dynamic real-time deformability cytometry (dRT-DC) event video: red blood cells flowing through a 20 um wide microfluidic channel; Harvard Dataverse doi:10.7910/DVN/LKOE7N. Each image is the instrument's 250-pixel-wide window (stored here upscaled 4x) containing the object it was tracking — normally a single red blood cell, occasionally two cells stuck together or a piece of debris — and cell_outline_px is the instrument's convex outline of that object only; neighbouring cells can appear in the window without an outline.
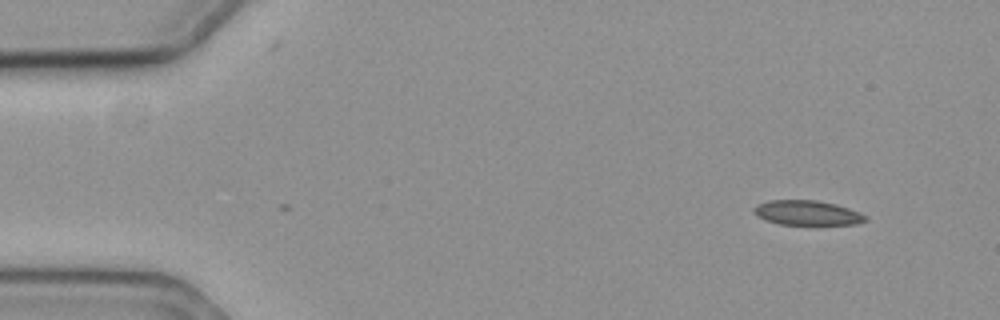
{"species": "common noctule bat (a hibernating species)", "species_latin": "Nyctalus noctula", "temperature_condition": "cold", "stored_images_in_passage": 54, "camera_frame_rate_fps": 3000, "um_per_image_px": 0.085, "animal": {"sex": "female", "body_mass_g": 19.3, "forearm_length_mm": 54.1}, "frame": {"image": 1, "passage_image": 1, "time_ms": 0.0, "image_size_px": [1000, 320], "cell_outline_px": [[868, 220], [856, 224], [812, 228], [780, 224], [764, 220], [756, 216], [752, 208], [756, 204], [768, 200], [816, 200], [836, 204], [848, 208], [868, 216]], "centroid_in_image_um": [68.62, 18.15], "position_along_channel_um": 16.4, "area_um2": 17.22}}
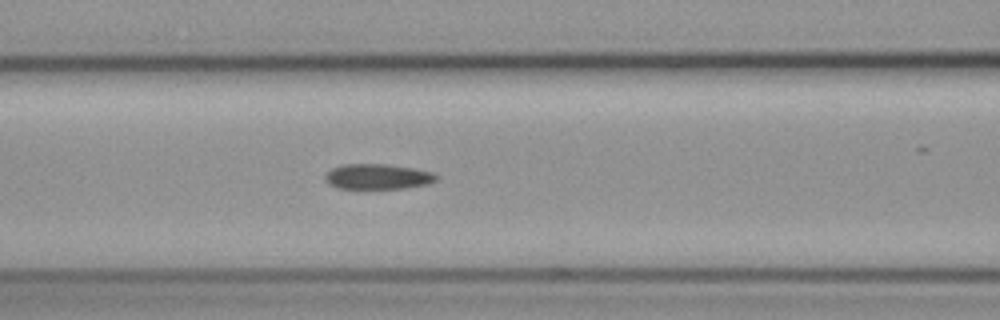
{"frame": {"image": 2, "passage_image": 20, "time_ms": 6.333, "image_size_px": [1000, 320], "cell_outline_px": [[436, 180], [428, 184], [408, 188], [336, 188], [328, 184], [324, 180], [324, 176], [332, 168], [344, 164], [384, 164], [412, 168], [432, 172], [436, 176]], "centroid_in_image_um": [32.06, 15.01], "position_along_channel_um": 134.5, "area_um2": 16.3}}
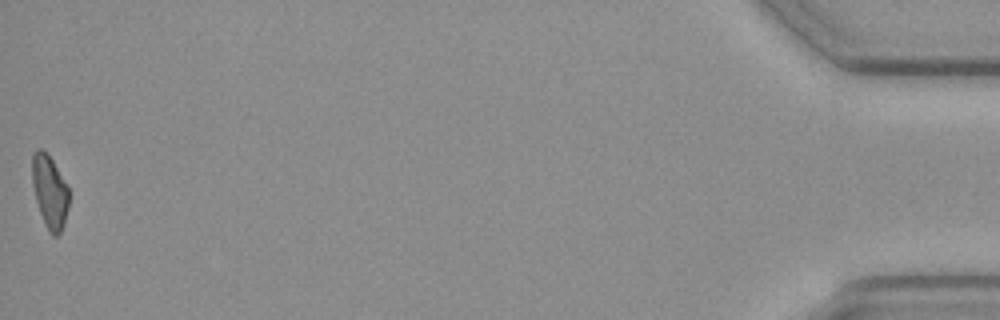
{"frame": {"image": 3, "passage_image": 54, "time_ms": 17.667, "image_size_px": [1000, 320], "cell_outline_px": [[68, 208], [64, 224], [60, 232], [56, 236], [52, 236], [48, 232], [44, 224], [36, 200], [32, 184], [32, 152], [36, 148], [40, 148], [52, 160], [68, 188]], "centroid_in_image_um": [4.2, 16.32], "position_along_channel_um": 431.0, "area_um2": 15.49}, "authors_computed_cell_mechanics": {"area_um2": 16.8487, "velocity_mm_per_s": 3.5572, "shape_relaxation_time_tau1_ms": 10.523, "shape_relaxation_time_tau2_ms": null, "deformation_change_tau1": 0.1666, "deformation_change_tau2": null}}